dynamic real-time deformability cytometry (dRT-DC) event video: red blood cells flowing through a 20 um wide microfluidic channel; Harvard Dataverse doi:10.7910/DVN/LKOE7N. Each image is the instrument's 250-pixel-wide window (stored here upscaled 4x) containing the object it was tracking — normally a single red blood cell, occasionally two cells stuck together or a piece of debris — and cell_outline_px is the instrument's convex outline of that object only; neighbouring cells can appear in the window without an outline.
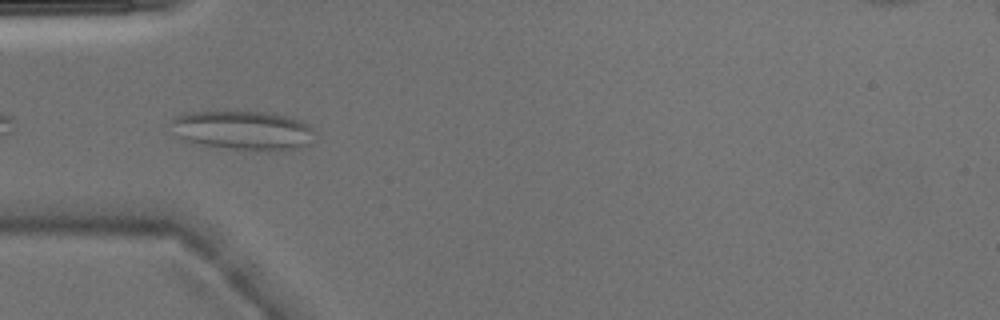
{"species": "Egyptian fruit bat (a non-hibernating species)", "species_latin": "Rousettus aegyptiacus", "temperature_condition": "warm", "stored_images_in_passage": 4, "camera_frame_rate_fps": 3000, "um_per_image_px": 0.085, "animal": {"sex": "male"}, "frame": {"image": 1, "passage_image": 4, "time_ms": 1.0, "image_size_px": [1000, 320], "cell_outline_px": [[316, 132], [312, 144], [300, 148], [276, 152], [268, 152], [228, 148], [204, 144], [188, 140], [180, 136], [172, 120], [176, 116], [184, 112], [268, 112], [288, 116], [300, 120], [308, 124]], "centroid_in_image_um": [20.84, 11.1], "position_along_channel_um": 64.2, "area_um2": 32.77}}